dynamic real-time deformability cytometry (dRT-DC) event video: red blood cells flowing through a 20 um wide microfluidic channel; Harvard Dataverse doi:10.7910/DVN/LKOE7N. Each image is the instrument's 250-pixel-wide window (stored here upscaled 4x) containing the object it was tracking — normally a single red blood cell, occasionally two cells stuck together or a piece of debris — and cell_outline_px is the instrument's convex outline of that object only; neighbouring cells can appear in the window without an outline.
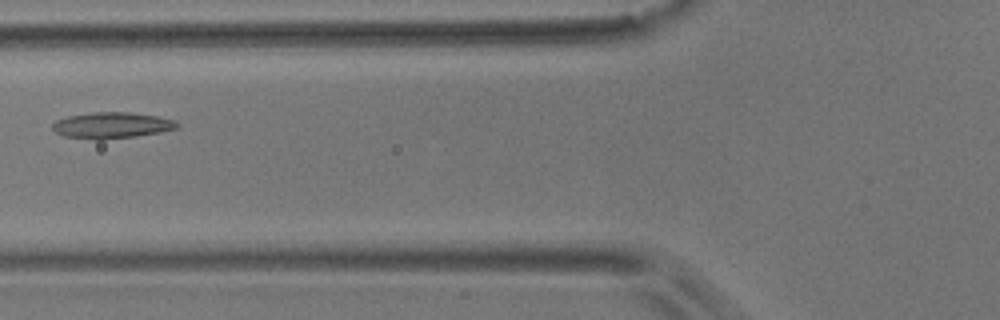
{"species": "common noctule bat (a hibernating species)", "species_latin": "Nyctalus noctula", "temperature_condition": "room temperature", "stored_images_in_passage": 6, "camera_frame_rate_fps": 3000, "um_per_image_px": 0.085, "animal": {"sex": "male", "body_mass_g": 17.9}, "frame": {"image": 1, "passage_image": 5, "time_ms": 4.667, "image_size_px": [1000, 320], "cell_outline_px": [[180, 128], [160, 132], [136, 136], [104, 140], [96, 140], [64, 136], [56, 132], [52, 128], [52, 124], [56, 120], [68, 116], [92, 112], [128, 112], [156, 116], [176, 120], [180, 124]], "centroid_in_image_um": [9.52, 10.65], "position_along_channel_um": 116.3, "area_um2": 19.13}}
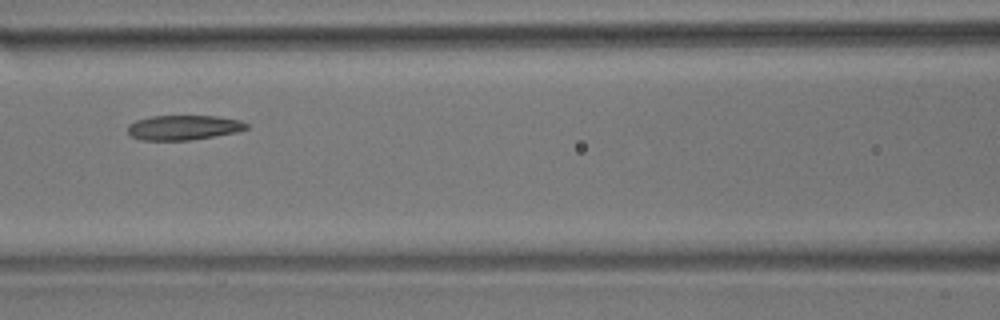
{"frame": {"image": 2, "passage_image": 6, "time_ms": 5.667, "image_size_px": [1000, 320], "cell_outline_px": [[248, 128], [236, 132], [188, 140], [140, 140], [132, 136], [128, 132], [128, 124], [136, 120], [152, 116], [216, 116], [240, 120], [248, 124]], "centroid_in_image_um": [15.58, 10.83], "position_along_channel_um": 151.0, "area_um2": 16.99}}